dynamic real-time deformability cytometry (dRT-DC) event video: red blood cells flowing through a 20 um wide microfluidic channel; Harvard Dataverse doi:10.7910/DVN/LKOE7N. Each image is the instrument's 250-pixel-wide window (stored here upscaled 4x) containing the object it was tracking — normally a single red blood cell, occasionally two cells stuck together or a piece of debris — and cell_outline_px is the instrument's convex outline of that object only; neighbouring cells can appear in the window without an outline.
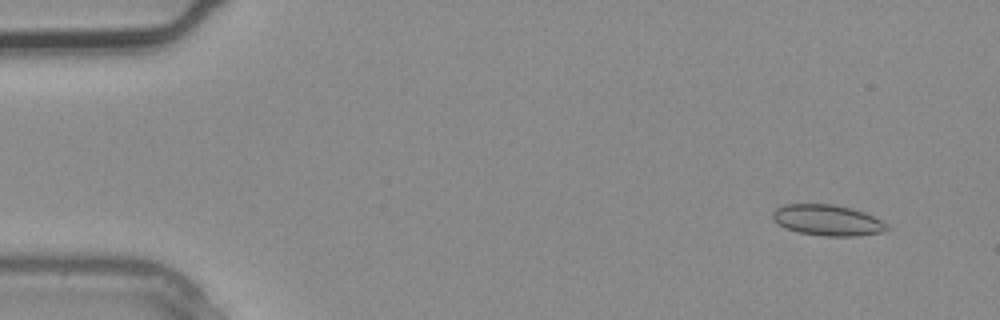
{"species": "common noctule bat (a hibernating species)", "species_latin": "Nyctalus noctula", "temperature_condition": "warm", "stored_images_in_passage": 3, "camera_frame_rate_fps": 3000, "um_per_image_px": 0.085, "animal": {"sex": "male", "body_mass_g": 20.4}, "frame": {"image": 1, "passage_image": 1, "time_ms": 0.0, "image_size_px": [1000, 320], "cell_outline_px": [[888, 228], [880, 232], [856, 236], [824, 236], [800, 232], [788, 228], [772, 220], [772, 212], [776, 208], [784, 204], [832, 204], [852, 208], [864, 212], [888, 224]], "centroid_in_image_um": [70.32, 18.7], "position_along_channel_um": 14.7, "area_um2": 20.35}}